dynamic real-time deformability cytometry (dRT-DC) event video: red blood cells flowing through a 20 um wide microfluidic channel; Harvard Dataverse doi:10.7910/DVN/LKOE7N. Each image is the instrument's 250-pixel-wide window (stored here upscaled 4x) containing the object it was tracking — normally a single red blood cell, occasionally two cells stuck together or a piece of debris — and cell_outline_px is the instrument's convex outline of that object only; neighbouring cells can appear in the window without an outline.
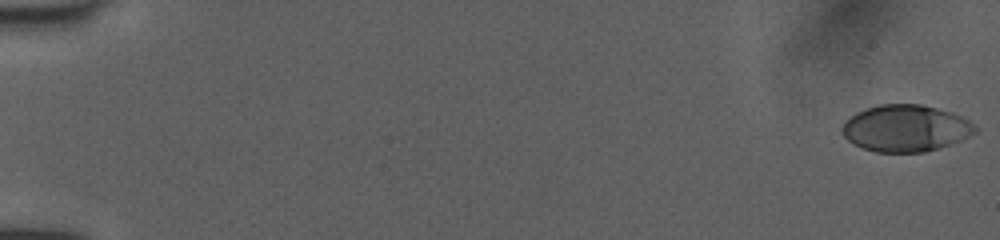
{"species": "human", "species_latin": "Homo sapiens", "temperature_condition": "room temperature", "stored_images_in_passage": 52, "camera_frame_rate_fps": 3000, "um_per_image_px": 0.085, "donor": {"sex": "female"}, "frame": {"image": 1, "passage_image": 1, "time_ms": 0.0, "image_size_px": [1000, 240], "cell_outline_px": [[976, 132], [960, 140], [924, 152], [876, 152], [860, 148], [848, 140], [840, 132], [840, 128], [856, 112], [880, 104], [920, 104], [952, 112], [964, 116], [976, 124]], "centroid_in_image_um": [76.98, 10.9], "position_along_channel_um": 8.0, "area_um2": 36.18}}
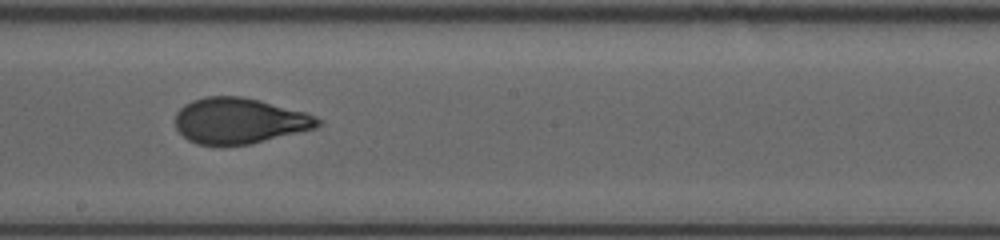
{"frame": {"image": 2, "passage_image": 31, "time_ms": 10.0, "image_size_px": [1000, 240], "cell_outline_px": [[324, 124], [316, 128], [252, 144], [220, 148], [196, 144], [188, 140], [176, 128], [176, 112], [184, 104], [192, 100], [204, 96], [240, 96], [260, 100], [304, 112], [316, 116], [324, 120]], "centroid_in_image_um": [20.35, 10.3], "position_along_channel_um": 227.9, "area_um2": 38.9}}
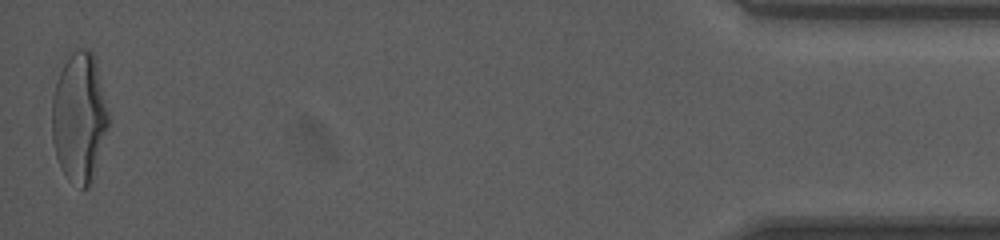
{"frame": {"image": 3, "passage_image": 52, "time_ms": 17.0, "image_size_px": [1000, 240], "cell_outline_px": [[108, 128], [88, 188], [80, 188], [68, 180], [60, 168], [56, 156], [52, 140], [52, 96], [56, 64], [80, 48], [88, 48], [96, 56], [108, 112]], "centroid_in_image_um": [6.68, 9.86], "position_along_channel_um": 428.5, "area_um2": 43.58}, "authors_computed_cell_mechanics": {"area_um2": 38.2636, "velocity_mm_per_s": 4.0351, "shape_relaxation_time_tau1_ms": 4.5336, "shape_relaxation_time_tau2_ms": 0.7973, "deformation_change_tau1": 0.2024, "deformation_change_tau2": 0.0693}}